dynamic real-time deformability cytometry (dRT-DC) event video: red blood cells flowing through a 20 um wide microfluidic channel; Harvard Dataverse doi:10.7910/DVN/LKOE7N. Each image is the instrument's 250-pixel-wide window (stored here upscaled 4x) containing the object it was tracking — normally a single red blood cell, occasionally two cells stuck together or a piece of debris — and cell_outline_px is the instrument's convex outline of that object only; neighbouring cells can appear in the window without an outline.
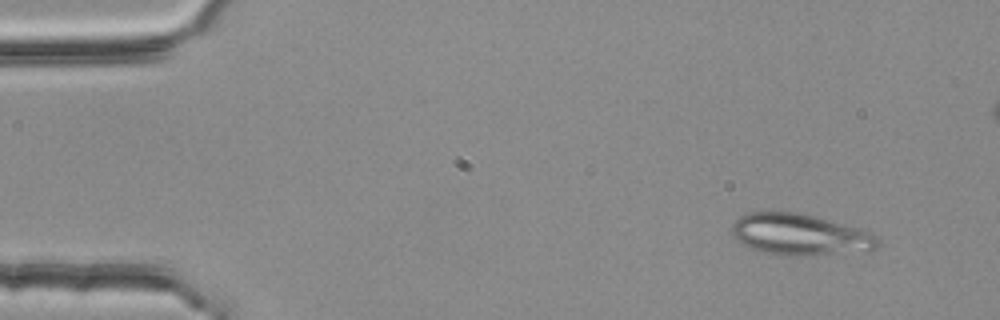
{"species": "common noctule bat (a hibernating species)", "species_latin": "Nyctalus noctula", "temperature_condition": "room temperature", "stored_images_in_passage": 50, "segment_of_instrument_passage": [1, 2], "camera_frame_rate_fps": 3000, "um_per_image_px": 0.085, "animal": {"sex": "female", "body_mass_g": 25.1}, "frame": {"image": 1, "passage_image": 1, "time_ms": 0.0, "image_size_px": [1000, 320], "cell_outline_px": [[880, 244], [876, 248], [868, 252], [804, 256], [780, 256], [760, 252], [744, 244], [732, 232], [732, 224], [740, 216], [748, 212], [800, 212], [816, 216], [856, 228], [876, 236], [880, 240]], "centroid_in_image_um": [68.03, 19.96], "position_along_channel_um": 17.0, "area_um2": 35.37}}